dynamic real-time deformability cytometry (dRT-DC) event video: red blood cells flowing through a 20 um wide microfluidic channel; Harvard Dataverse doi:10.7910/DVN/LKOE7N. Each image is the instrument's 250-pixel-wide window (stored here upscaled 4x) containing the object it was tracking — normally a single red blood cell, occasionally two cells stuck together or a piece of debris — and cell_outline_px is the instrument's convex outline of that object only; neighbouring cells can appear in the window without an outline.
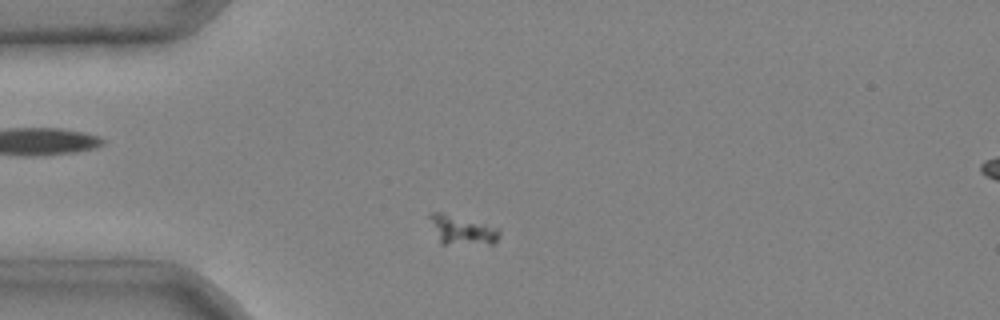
{"species": "common noctule bat (a hibernating species)", "species_latin": "Nyctalus noctula", "temperature_condition": "cold", "stored_images_in_passage": 4, "camera_frame_rate_fps": 3000, "um_per_image_px": 0.085, "animal": {"sex": "male", "body_mass_g": 20.4}, "frame": {"image": 1, "passage_image": 3, "time_ms": 0.667, "image_size_px": [1000, 320], "cell_outline_px": [[500, 236], [492, 244], [440, 244], [428, 216], [428, 212], [440, 212], [500, 228]], "centroid_in_image_um": [39.26, 19.57], "position_along_channel_um": 45.7, "area_um2": 11.73}}